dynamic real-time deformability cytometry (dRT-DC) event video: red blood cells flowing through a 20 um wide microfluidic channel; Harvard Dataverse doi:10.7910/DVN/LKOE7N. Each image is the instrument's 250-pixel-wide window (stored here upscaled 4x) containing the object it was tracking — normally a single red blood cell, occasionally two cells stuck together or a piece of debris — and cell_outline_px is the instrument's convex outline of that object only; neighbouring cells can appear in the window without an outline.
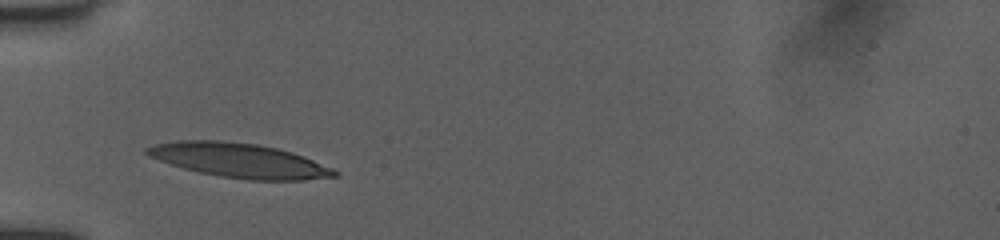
{"species": "human", "species_latin": "Homo sapiens", "temperature_condition": "room temperature", "stored_images_in_passage": 34, "camera_frame_rate_fps": 3000, "um_per_image_px": 0.085, "donor": {"sex": "female"}, "frame": {"image": 1, "passage_image": 1, "time_ms": 0.0, "image_size_px": [1000, 240], "cell_outline_px": [[340, 176], [304, 180], [248, 180], [220, 176], [200, 172], [184, 168], [148, 156], [144, 152], [144, 148], [156, 144], [176, 140], [220, 140], [256, 144], [276, 148], [292, 152], [304, 156], [332, 168], [340, 172]], "centroid_in_image_um": [20.36, 13.63], "position_along_channel_um": 64.6, "area_um2": 37.51}}
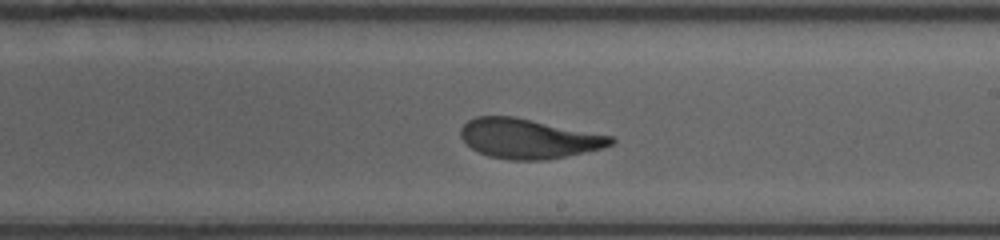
{"frame": {"image": 2, "passage_image": 20, "time_ms": 4.667, "image_size_px": [1000, 240], "cell_outline_px": [[616, 140], [612, 144], [604, 148], [544, 160], [508, 160], [488, 156], [472, 148], [460, 136], [460, 128], [468, 120], [476, 116], [512, 116], [612, 136]], "centroid_in_image_um": [44.9, 11.78], "position_along_channel_um": 244.1, "area_um2": 34.45}}
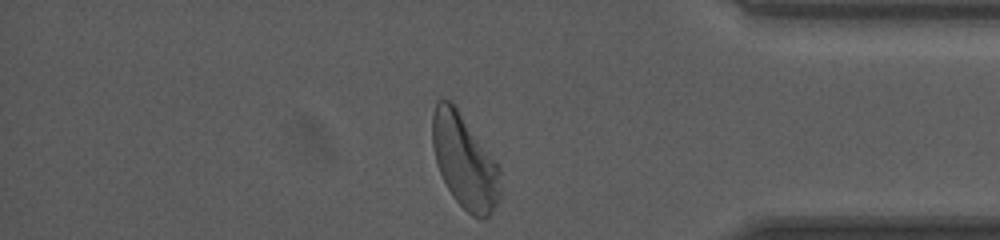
{"frame": {"image": 3, "passage_image": 34, "time_ms": 9.0, "image_size_px": [1000, 240], "cell_outline_px": [[500, 196], [492, 212], [488, 216], [480, 220], [472, 216], [452, 196], [436, 164], [432, 144], [432, 116], [436, 100], [440, 96], [452, 100], [456, 104], [496, 160], [500, 168]], "centroid_in_image_um": [39.48, 13.64], "position_along_channel_um": 395.7, "area_um2": 37.92}, "authors_computed_cell_mechanics": {"area_um2": 35.4314, "velocity_mm_per_s": 3.9399, "shape_relaxation_time_tau1_ms": 3.5966, "shape_relaxation_time_tau2_ms": 1.057, "deformation_change_tau1": 0.1898, "deformation_change_tau2": 0.0855}}